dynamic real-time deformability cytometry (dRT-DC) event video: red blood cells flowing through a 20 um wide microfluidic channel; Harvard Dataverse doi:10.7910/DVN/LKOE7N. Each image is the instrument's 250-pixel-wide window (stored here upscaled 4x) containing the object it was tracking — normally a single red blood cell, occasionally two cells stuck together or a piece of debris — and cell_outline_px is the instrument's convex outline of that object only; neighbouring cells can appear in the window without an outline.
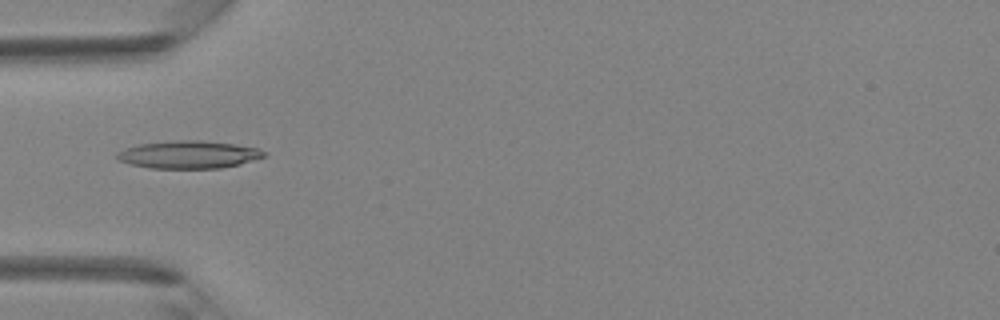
{"species": "Egyptian fruit bat (a non-hibernating species)", "species_latin": "Rousettus aegyptiacus", "temperature_condition": "room temperature", "stored_images_in_passage": 41, "camera_frame_rate_fps": 3000, "um_per_image_px": 0.085, "animal": {"sex": "female"}, "frame": {"image": 1, "passage_image": 13, "time_ms": 4.0, "image_size_px": [1000, 320], "cell_outline_px": [[264, 156], [240, 164], [220, 168], [152, 168], [132, 164], [120, 160], [116, 156], [116, 152], [124, 148], [140, 144], [176, 140], [200, 140], [236, 144], [256, 148], [264, 152]], "centroid_in_image_um": [16.01, 13.13], "position_along_channel_um": 69.0, "area_um2": 23.41}}
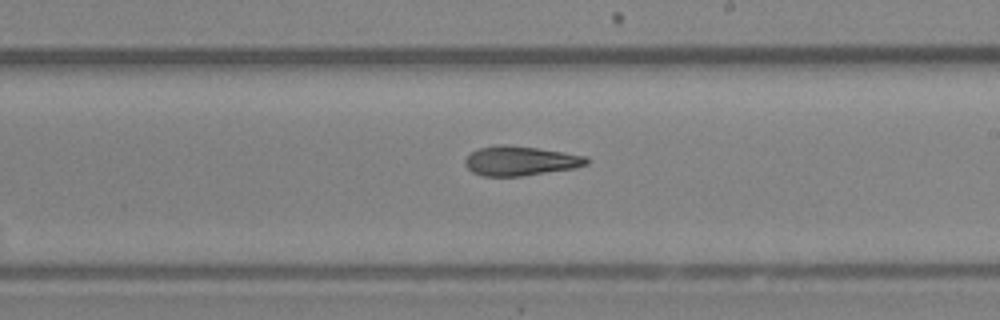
{"frame": {"image": 2, "passage_image": 24, "time_ms": 7.667, "image_size_px": [1000, 320], "cell_outline_px": [[588, 164], [576, 168], [520, 176], [484, 176], [472, 172], [464, 164], [464, 160], [472, 152], [480, 148], [500, 144], [504, 144], [536, 148], [564, 152], [588, 156]], "centroid_in_image_um": [44.25, 13.67], "position_along_channel_um": 244.8, "area_um2": 20.81}}
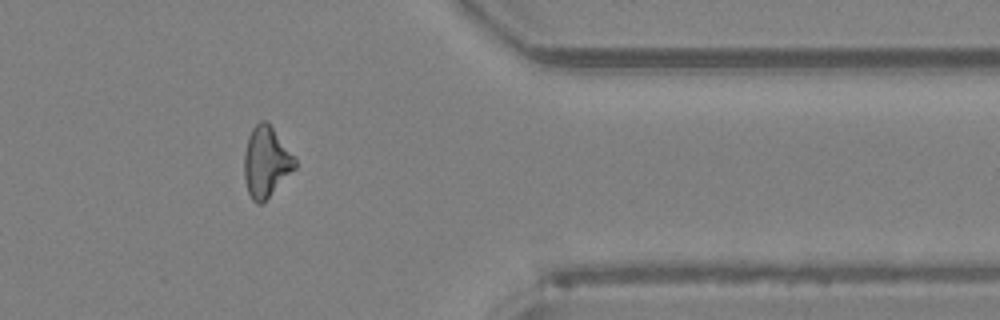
{"frame": {"image": 3, "passage_image": 34, "time_ms": 11.0, "image_size_px": [1000, 320], "cell_outline_px": [[296, 168], [264, 204], [256, 204], [252, 200], [248, 192], [244, 180], [244, 152], [248, 136], [252, 128], [260, 120], [264, 120], [272, 128], [296, 160]], "centroid_in_image_um": [22.59, 13.83], "position_along_channel_um": 388.8, "area_um2": 20.92}}